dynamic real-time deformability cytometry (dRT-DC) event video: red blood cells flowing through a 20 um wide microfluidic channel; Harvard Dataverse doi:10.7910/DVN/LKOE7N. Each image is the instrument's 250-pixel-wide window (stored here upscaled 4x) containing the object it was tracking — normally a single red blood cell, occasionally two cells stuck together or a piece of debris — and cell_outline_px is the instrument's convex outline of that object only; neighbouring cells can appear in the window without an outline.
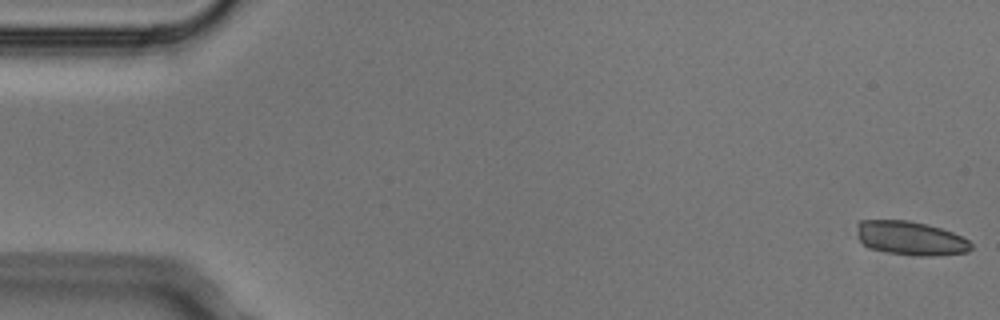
{"species": "Egyptian fruit bat (a non-hibernating species)", "species_latin": "Rousettus aegyptiacus", "temperature_condition": "cold", "stored_images_in_passage": 5, "camera_frame_rate_fps": 3000, "um_per_image_px": 0.085, "animal": {"sex": "male"}, "frame": {"image": 1, "passage_image": 1, "time_ms": 0.0, "image_size_px": [1000, 320], "cell_outline_px": [[972, 248], [968, 252], [936, 256], [920, 256], [888, 252], [868, 248], [856, 236], [856, 224], [860, 220], [908, 220], [928, 224], [952, 232], [968, 240], [972, 244]], "centroid_in_image_um": [77.37, 20.24], "position_along_channel_um": 7.6, "area_um2": 22.77}}